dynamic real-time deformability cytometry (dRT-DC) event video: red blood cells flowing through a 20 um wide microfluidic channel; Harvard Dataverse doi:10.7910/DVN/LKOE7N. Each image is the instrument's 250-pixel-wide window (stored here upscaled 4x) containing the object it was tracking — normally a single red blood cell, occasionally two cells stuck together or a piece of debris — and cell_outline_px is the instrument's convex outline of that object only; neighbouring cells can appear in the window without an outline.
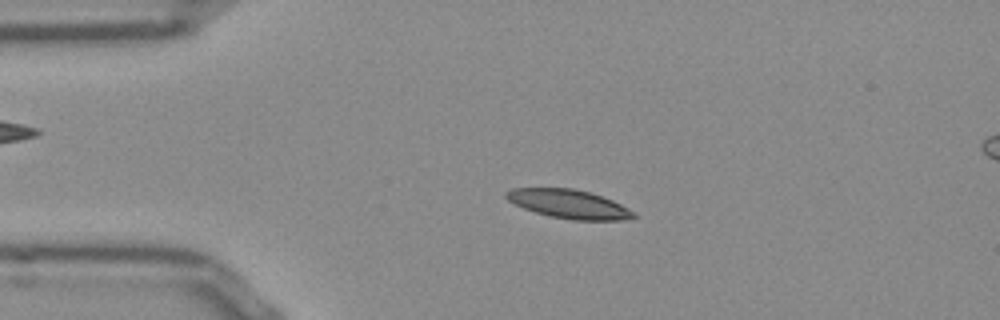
{"species": "Egyptian fruit bat (a non-hibernating species)", "species_latin": "Rousettus aegyptiacus", "temperature_condition": "room temperature", "stored_images_in_passage": 46, "camera_frame_rate_fps": 3000, "um_per_image_px": 0.085, "frame": {"image": 1, "passage_image": 11, "time_ms": 3.333, "image_size_px": [1000, 320], "cell_outline_px": [[636, 216], [620, 220], [572, 220], [548, 216], [524, 208], [508, 200], [504, 196], [504, 192], [512, 188], [572, 188], [588, 192], [612, 200], [636, 212]], "centroid_in_image_um": [48.33, 17.34], "position_along_channel_um": 36.7, "area_um2": 21.21}}
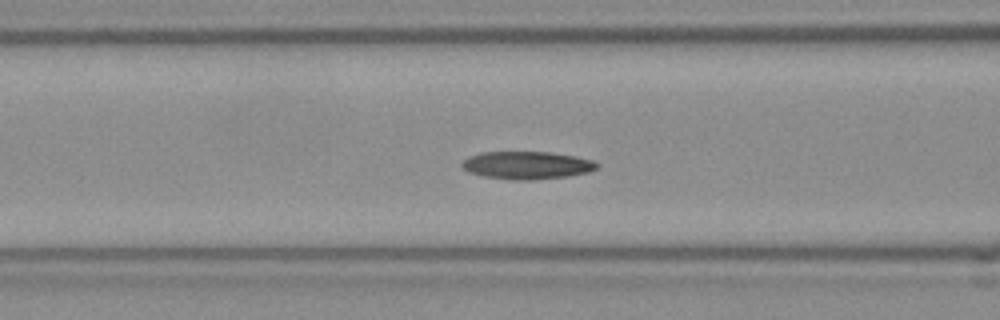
{"frame": {"image": 2, "passage_image": 20, "time_ms": 6.333, "image_size_px": [1000, 320], "cell_outline_px": [[600, 164], [596, 168], [588, 172], [568, 176], [532, 180], [512, 180], [484, 176], [468, 172], [460, 164], [468, 156], [480, 152], [552, 152], [592, 160]], "centroid_in_image_um": [44.76, 14.04], "position_along_channel_um": 121.8, "area_um2": 21.79}}
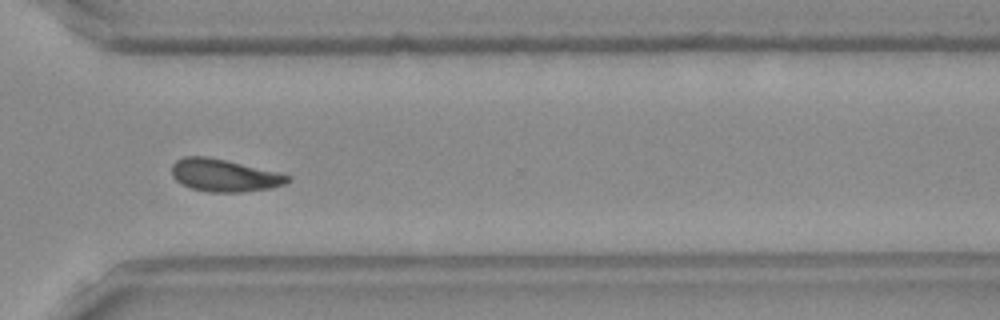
{"frame": {"image": 3, "passage_image": 38, "time_ms": 12.333, "image_size_px": [1000, 320], "cell_outline_px": [[292, 180], [284, 184], [272, 188], [240, 192], [208, 192], [192, 188], [176, 180], [172, 176], [172, 164], [176, 160], [184, 156], [204, 156], [224, 160], [276, 172], [292, 176]], "centroid_in_image_um": [19.06, 14.91], "position_along_channel_um": 351.5, "area_um2": 21.68}, "authors_computed_cell_mechanics": {"area_um2": 21.0392, "velocity_mm_per_s": 3.8273, "shape_relaxation_time_tau1_ms": 3.2591, "shape_relaxation_time_tau2_ms": 2.6191, "deformation_change_tau1": 0.1327, "deformation_change_tau2": 0.0983}}